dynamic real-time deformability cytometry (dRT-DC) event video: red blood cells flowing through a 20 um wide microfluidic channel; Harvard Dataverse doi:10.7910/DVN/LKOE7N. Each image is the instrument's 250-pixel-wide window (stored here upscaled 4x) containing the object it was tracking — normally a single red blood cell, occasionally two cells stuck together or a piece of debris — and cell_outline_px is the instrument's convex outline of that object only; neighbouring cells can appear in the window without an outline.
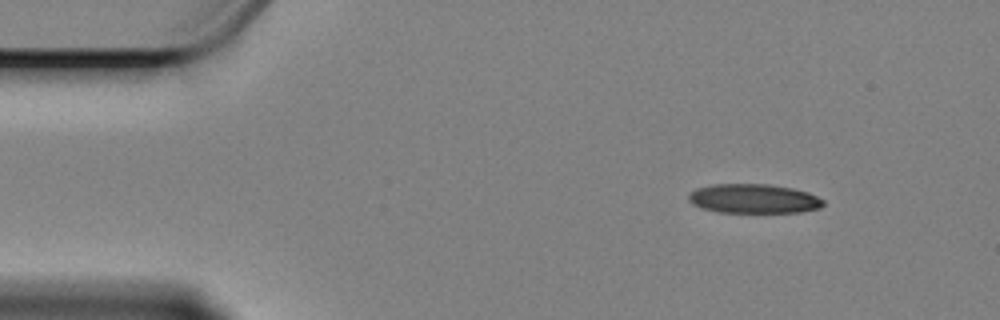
{"species": "Egyptian fruit bat (a non-hibernating species)", "species_latin": "Rousettus aegyptiacus", "temperature_condition": "cold", "stored_images_in_passage": 52, "camera_frame_rate_fps": 3000, "um_per_image_px": 0.085, "animal": {"sex": "female"}, "frame": {"image": 1, "passage_image": 1, "time_ms": 0.0, "image_size_px": [1000, 320], "cell_outline_px": [[824, 204], [820, 208], [800, 212], [720, 212], [704, 208], [692, 204], [688, 200], [688, 196], [696, 188], [712, 184], [768, 184], [792, 188], [808, 192], [824, 200]], "centroid_in_image_um": [64.07, 16.88], "position_along_channel_um": 20.9, "area_um2": 22.89}}
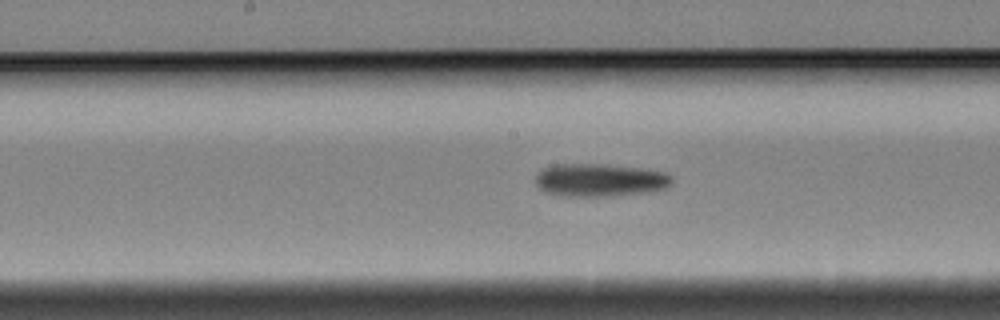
{"frame": {"image": 2, "passage_image": 23, "time_ms": 7.333, "image_size_px": [1000, 320], "cell_outline_px": [[672, 184], [668, 188], [648, 192], [604, 196], [564, 196], [544, 192], [536, 184], [536, 176], [544, 168], [552, 164], [608, 164], [648, 168], [668, 172], [672, 176]], "centroid_in_image_um": [51.06, 15.29], "position_along_channel_um": 197.1, "area_um2": 26.59}}
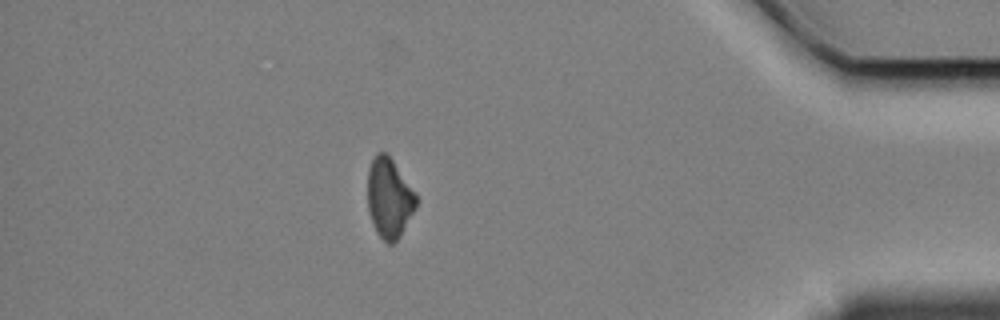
{"frame": {"image": 3, "passage_image": 45, "time_ms": 14.667, "image_size_px": [1000, 320], "cell_outline_px": [[416, 208], [400, 236], [392, 244], [388, 244], [376, 232], [368, 208], [368, 168], [376, 152], [384, 152], [392, 160], [416, 192]], "centroid_in_image_um": [33.08, 16.83], "position_along_channel_um": 402.1, "area_um2": 22.37}, "authors_computed_cell_mechanics": {"area_um2": 24.565, "velocity_mm_per_s": 3.3825, "shape_relaxation_time_tau1_ms": 3.2352, "shape_relaxation_time_tau2_ms": null, "deformation_change_tau1": 0.1252, "deformation_change_tau2": null}}